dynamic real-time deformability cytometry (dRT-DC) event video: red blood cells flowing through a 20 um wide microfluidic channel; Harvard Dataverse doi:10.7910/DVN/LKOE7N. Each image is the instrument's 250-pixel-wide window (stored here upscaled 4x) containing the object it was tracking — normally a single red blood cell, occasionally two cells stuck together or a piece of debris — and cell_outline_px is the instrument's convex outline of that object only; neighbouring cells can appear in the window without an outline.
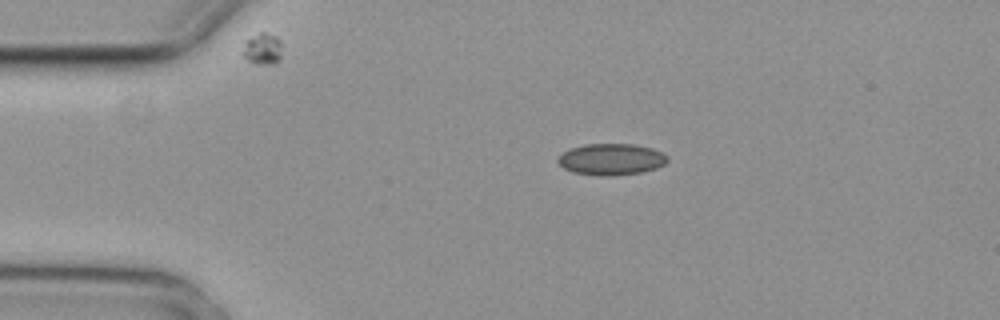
{"species": "common noctule bat (a hibernating species)", "species_latin": "Nyctalus noctula", "temperature_condition": "cold", "stored_images_in_passage": 2, "camera_frame_rate_fps": 3000, "um_per_image_px": 0.085, "animal": {"sex": "female", "body_mass_g": 29.2, "forearm_length_mm": 56.3}, "frame": {"image": 1, "passage_image": 1, "time_ms": 0.0, "image_size_px": [1000, 320], "cell_outline_px": [[668, 160], [664, 164], [656, 168], [640, 172], [604, 176], [572, 172], [564, 168], [556, 160], [568, 148], [584, 144], [632, 144], [652, 148], [668, 156]], "centroid_in_image_um": [51.93, 13.53], "position_along_channel_um": 33.1, "area_um2": 19.88}}